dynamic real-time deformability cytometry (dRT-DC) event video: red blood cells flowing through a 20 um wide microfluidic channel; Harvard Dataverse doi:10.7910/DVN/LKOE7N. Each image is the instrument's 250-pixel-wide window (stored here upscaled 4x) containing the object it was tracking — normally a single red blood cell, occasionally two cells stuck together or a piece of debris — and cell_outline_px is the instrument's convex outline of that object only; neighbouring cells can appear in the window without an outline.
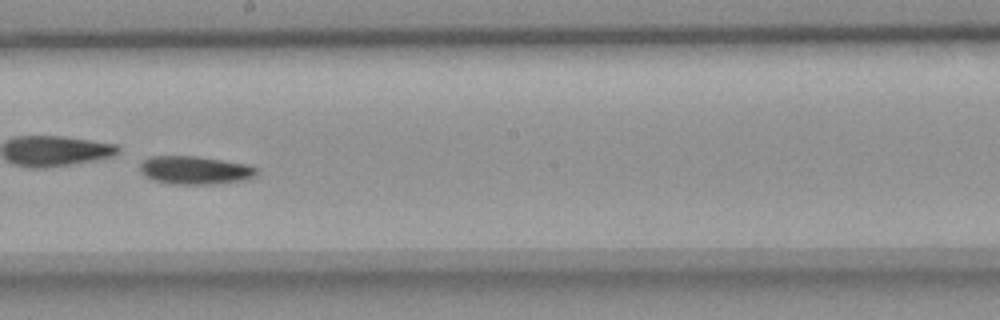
{"species": "common noctule bat (a hibernating species)", "species_latin": "Nyctalus noctula", "temperature_condition": "room temperature", "stored_images_in_passage": 55, "camera_frame_rate_fps": 3000, "um_per_image_px": 0.085, "animal": {"sex": "female", "body_mass_g": 18.4}, "frame": {"image": 1, "passage_image": 32, "time_ms": 10.333, "image_size_px": [1000, 320], "cell_outline_px": [[256, 176], [244, 180], [216, 184], [172, 184], [152, 180], [144, 176], [140, 172], [140, 164], [148, 156], [196, 156], [248, 164], [256, 168]], "centroid_in_image_um": [16.54, 14.47], "position_along_channel_um": 231.7, "area_um2": 19.31}}